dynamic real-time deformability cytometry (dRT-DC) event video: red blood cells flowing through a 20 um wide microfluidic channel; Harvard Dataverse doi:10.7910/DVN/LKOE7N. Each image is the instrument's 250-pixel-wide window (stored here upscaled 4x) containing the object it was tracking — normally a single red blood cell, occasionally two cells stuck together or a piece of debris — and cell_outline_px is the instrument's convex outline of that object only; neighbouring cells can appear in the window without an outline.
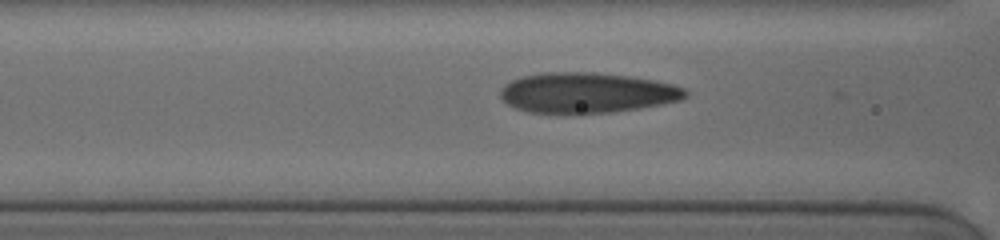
{"species": "human", "species_latin": "Homo sapiens", "temperature_condition": "cold", "stored_images_in_passage": 13, "camera_frame_rate_fps": 3000, "um_per_image_px": 0.085, "donor": {"sex": "female"}, "frame": {"image": 1, "passage_image": 11, "time_ms": 4.333, "image_size_px": [1000, 240], "cell_outline_px": [[688, 96], [680, 100], [660, 104], [612, 112], [528, 112], [516, 108], [508, 104], [500, 96], [500, 92], [512, 80], [524, 76], [544, 72], [592, 72], [628, 76], [656, 80], [672, 84], [684, 88], [688, 92]], "centroid_in_image_um": [49.92, 7.87], "position_along_channel_um": 116.7, "area_um2": 42.83}}